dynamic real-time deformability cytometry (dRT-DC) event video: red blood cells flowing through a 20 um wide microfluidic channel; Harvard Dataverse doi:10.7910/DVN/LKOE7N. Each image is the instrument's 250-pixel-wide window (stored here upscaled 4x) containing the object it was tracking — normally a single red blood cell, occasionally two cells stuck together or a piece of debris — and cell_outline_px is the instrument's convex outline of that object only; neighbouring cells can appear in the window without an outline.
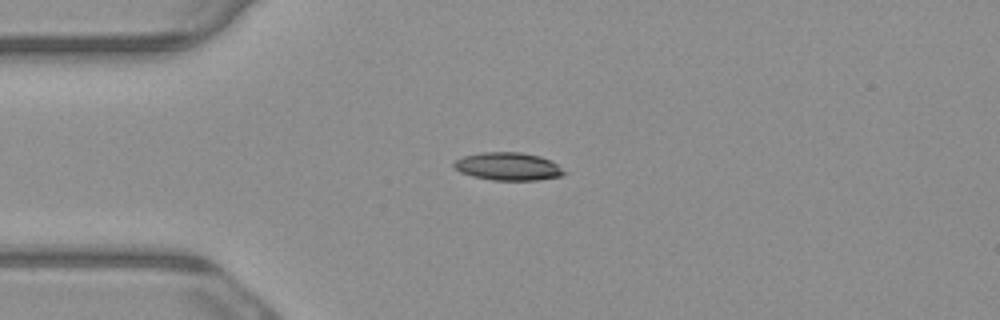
{"species": "common noctule bat (a hibernating species)", "species_latin": "Nyctalus noctula", "temperature_condition": "warm", "stored_images_in_passage": 7, "camera_frame_rate_fps": 3000, "um_per_image_px": 0.085, "animal": {"sex": "male", "body_mass_g": 23.1, "forearm_length_mm": 52.7}, "frame": {"image": 1, "passage_image": 3, "time_ms": 0.667, "image_size_px": [1000, 320], "cell_outline_px": [[568, 172], [560, 176], [536, 180], [492, 180], [472, 176], [460, 172], [452, 164], [456, 160], [464, 156], [480, 152], [520, 152], [540, 156], [552, 160]], "centroid_in_image_um": [43.21, 14.14], "position_along_channel_um": 41.8, "area_um2": 17.98}}
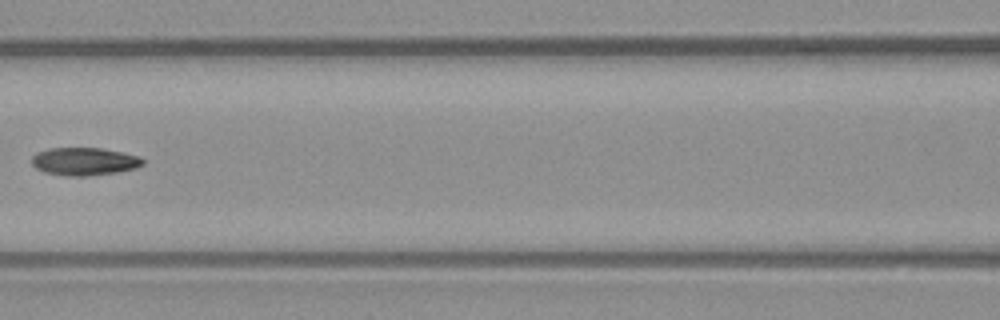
{"frame": {"image": 2, "passage_image": 6, "time_ms": 1.667, "image_size_px": [1000, 320], "cell_outline_px": [[144, 164], [136, 168], [116, 172], [88, 176], [64, 176], [44, 172], [36, 168], [32, 164], [32, 156], [36, 152], [48, 148], [100, 148], [140, 156], [144, 160]], "centroid_in_image_um": [7.15, 13.72], "position_along_channel_um": 159.5, "area_um2": 18.09}}
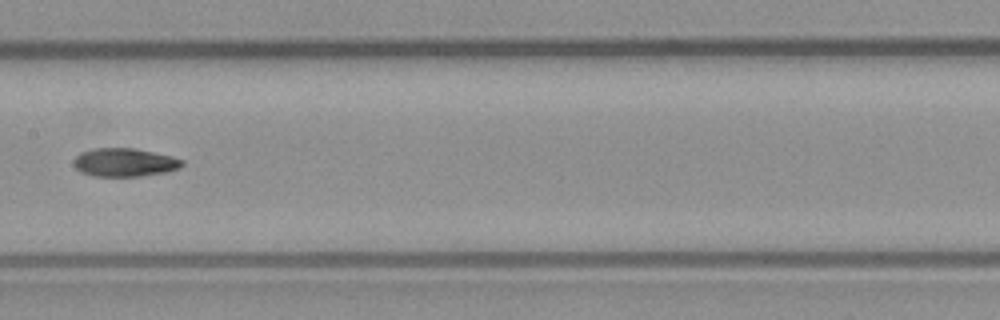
{"frame": {"image": 3, "passage_image": 7, "time_ms": 2.0, "image_size_px": [1000, 320], "cell_outline_px": [[184, 164], [180, 168], [164, 172], [140, 176], [92, 176], [80, 172], [76, 168], [72, 160], [80, 152], [92, 148], [136, 148], [172, 156], [184, 160]], "centroid_in_image_um": [10.57, 13.79], "position_along_channel_um": 196.8, "area_um2": 18.09}}